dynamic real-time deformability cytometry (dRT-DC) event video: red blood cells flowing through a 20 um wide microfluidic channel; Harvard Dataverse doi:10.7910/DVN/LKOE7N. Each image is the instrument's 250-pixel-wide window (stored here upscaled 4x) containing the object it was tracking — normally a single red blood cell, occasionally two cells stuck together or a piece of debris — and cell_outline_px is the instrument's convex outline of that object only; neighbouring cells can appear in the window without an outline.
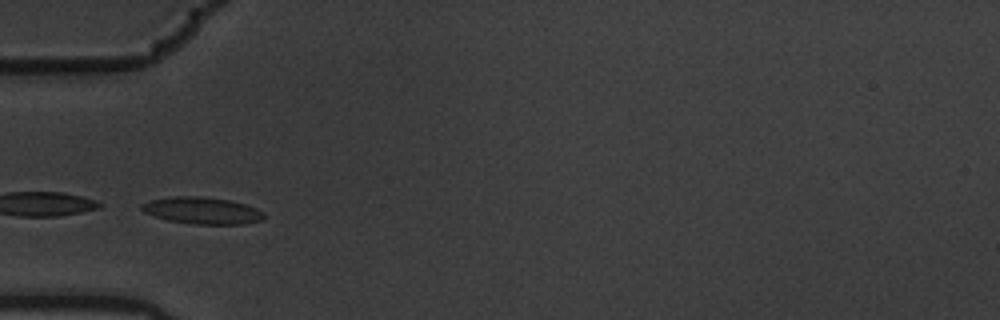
{"species": "common noctule bat (a hibernating species)", "species_latin": "Nyctalus noctula", "temperature_condition": "warm", "stored_images_in_passage": 4, "camera_frame_rate_fps": 3000, "um_per_image_px": 0.085, "animal": {"sex": "male", "body_mass_g": 19.5, "forearm_length_mm": 54.6}, "frame": {"image": 1, "passage_image": 3, "time_ms": 0.667, "image_size_px": [1000, 320], "cell_outline_px": [[264, 216], [260, 220], [244, 224], [192, 224], [168, 220], [144, 212], [140, 208], [140, 204], [148, 200], [168, 196], [200, 196], [228, 200], [244, 204], [256, 208], [264, 212]], "centroid_in_image_um": [17.13, 17.89], "position_along_channel_um": 67.9, "area_um2": 19.13}}
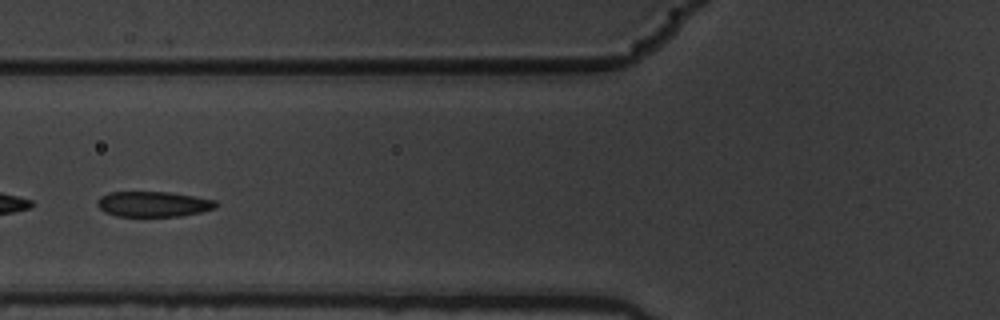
{"frame": {"image": 2, "passage_image": 4, "time_ms": 1.0, "image_size_px": [1000, 320], "cell_outline_px": [[216, 208], [200, 212], [180, 216], [116, 216], [104, 212], [96, 204], [96, 200], [100, 196], [108, 192], [168, 192], [216, 200]], "centroid_in_image_um": [12.98, 17.35], "position_along_channel_um": 112.8, "area_um2": 17.51}}